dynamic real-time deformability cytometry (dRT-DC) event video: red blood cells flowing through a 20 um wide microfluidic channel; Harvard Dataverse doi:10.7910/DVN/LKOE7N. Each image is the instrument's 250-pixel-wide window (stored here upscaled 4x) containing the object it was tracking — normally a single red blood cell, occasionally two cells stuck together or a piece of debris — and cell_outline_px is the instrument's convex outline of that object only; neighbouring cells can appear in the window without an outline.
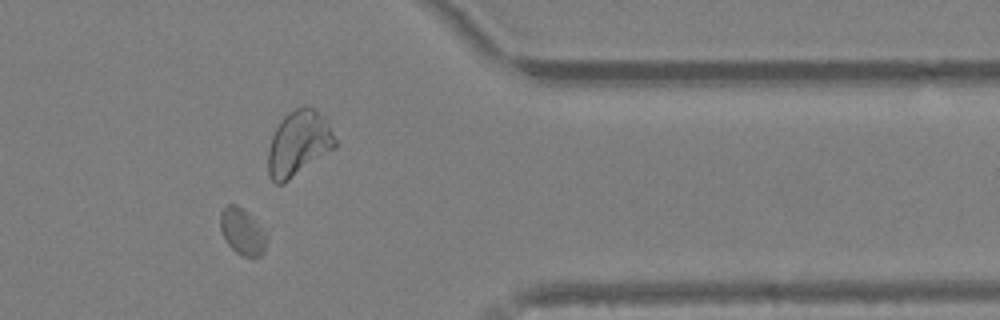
{"species": "Egyptian fruit bat (a non-hibernating species)", "species_latin": "Rousettus aegyptiacus", "temperature_condition": "warm", "stored_images_in_passage": 41, "camera_frame_rate_fps": 3000, "um_per_image_px": 0.085, "animal": {"sex": "female"}, "frame": {"image": 1, "passage_image": 34, "time_ms": 11.0, "image_size_px": [1000, 320], "cell_outline_px": [[268, 236], [264, 252], [260, 256], [244, 256], [236, 252], [228, 244], [220, 228], [220, 212], [224, 204], [236, 204], [248, 212]], "centroid_in_image_um": [20.59, 19.65], "position_along_channel_um": 390.8, "area_um2": 12.54}}
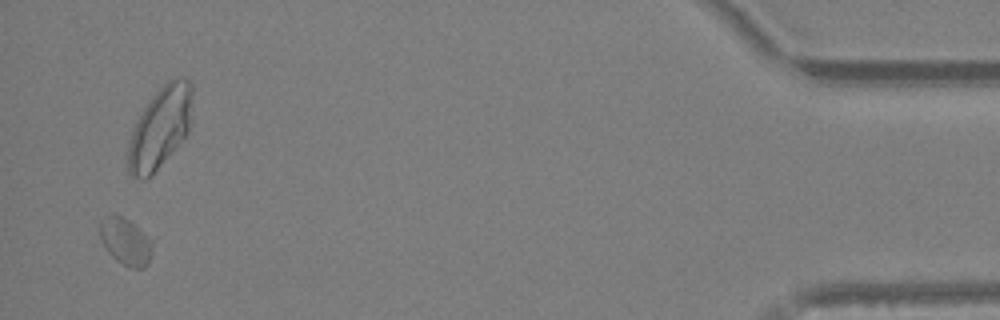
{"frame": {"image": 2, "passage_image": 40, "time_ms": 13.0, "image_size_px": [1000, 320], "cell_outline_px": [[152, 252], [148, 264], [144, 268], [128, 268], [116, 260], [108, 252], [100, 236], [100, 220], [112, 212], [128, 220], [152, 244]], "centroid_in_image_um": [10.63, 20.55], "position_along_channel_um": 424.6, "area_um2": 13.99}}